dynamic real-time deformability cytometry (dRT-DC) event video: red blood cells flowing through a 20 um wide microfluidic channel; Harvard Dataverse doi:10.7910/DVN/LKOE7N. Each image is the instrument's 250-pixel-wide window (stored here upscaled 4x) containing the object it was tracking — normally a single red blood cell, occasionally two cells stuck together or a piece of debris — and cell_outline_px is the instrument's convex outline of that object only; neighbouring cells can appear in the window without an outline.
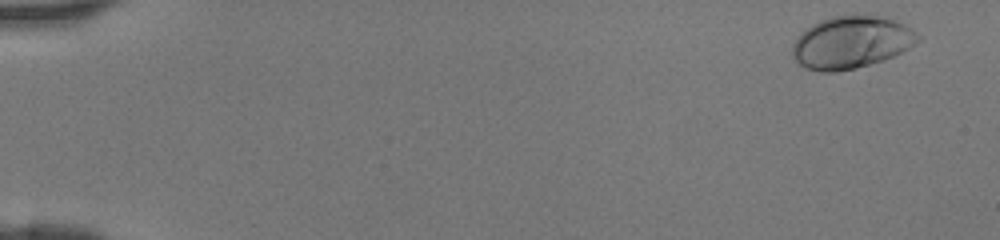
{"species": "human", "species_latin": "Homo sapiens", "temperature_condition": "room temperature", "stored_images_in_passage": 46, "camera_frame_rate_fps": 3000, "um_per_image_px": 0.085, "donor": {"sex": "female"}, "frame": {"image": 1, "passage_image": 2, "time_ms": 0.333, "image_size_px": [1000, 240], "cell_outline_px": [[920, 40], [908, 48], [884, 60], [856, 68], [836, 72], [820, 72], [804, 68], [792, 56], [792, 44], [800, 32], [812, 24], [820, 20], [832, 16], [852, 12], [884, 16], [904, 24], [912, 28], [920, 36]], "centroid_in_image_um": [72.34, 3.56], "position_along_channel_um": 12.7, "area_um2": 39.07}}
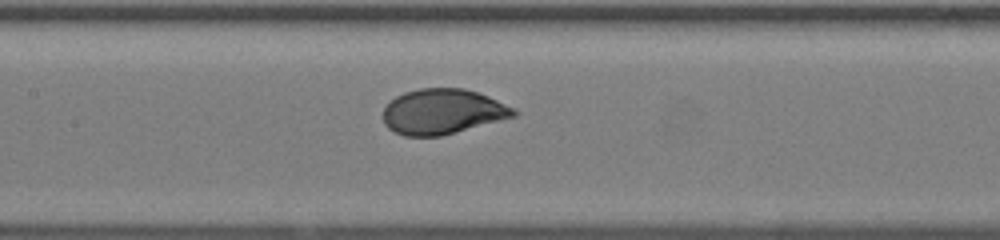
{"frame": {"image": 2, "passage_image": 23, "time_ms": 7.333, "image_size_px": [1000, 240], "cell_outline_px": [[520, 112], [516, 116], [440, 136], [404, 136], [388, 128], [384, 124], [384, 108], [396, 96], [404, 92], [420, 88], [464, 88], [488, 96], [516, 108]], "centroid_in_image_um": [37.65, 9.48], "position_along_channel_um": 169.8, "area_um2": 34.33}}
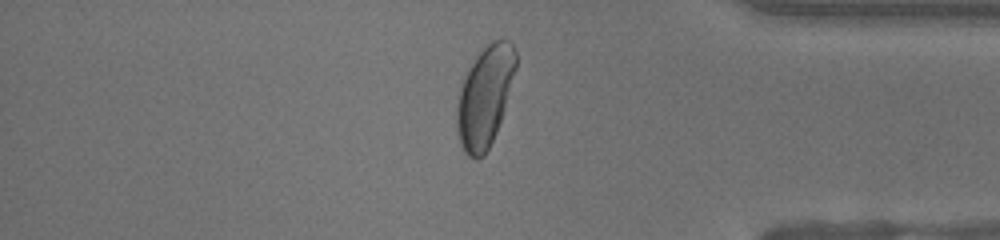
{"frame": {"image": 3, "passage_image": 39, "time_ms": 12.667, "image_size_px": [1000, 240], "cell_outline_px": [[516, 68], [504, 108], [496, 132], [484, 156], [476, 160], [468, 156], [460, 148], [456, 132], [456, 104], [460, 80], [468, 64], [492, 40], [508, 40], [512, 44], [516, 52]], "centroid_in_image_um": [41.14, 8.22], "position_along_channel_um": 394.1, "area_um2": 35.08}}